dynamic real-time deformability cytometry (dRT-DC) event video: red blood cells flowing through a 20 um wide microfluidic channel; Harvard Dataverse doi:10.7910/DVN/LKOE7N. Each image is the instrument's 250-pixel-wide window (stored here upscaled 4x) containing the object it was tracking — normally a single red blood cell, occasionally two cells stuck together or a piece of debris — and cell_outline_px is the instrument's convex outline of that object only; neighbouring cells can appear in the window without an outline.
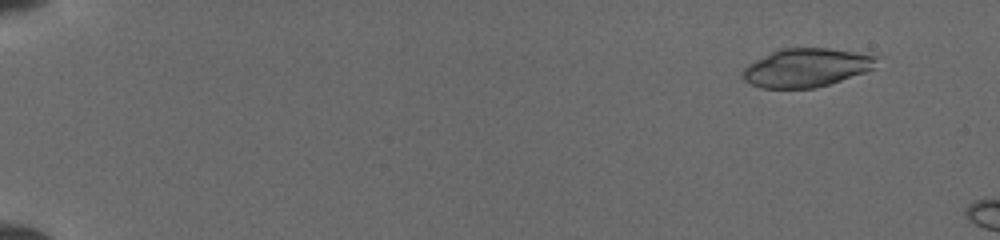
{"species": "common noctule bat (a hibernating species)", "species_latin": "Nyctalus noctula", "temperature_condition": "cold", "stored_images_in_passage": 4, "camera_frame_rate_fps": 3000, "um_per_image_px": 0.085, "animal": {"sex": "female", "body_mass_g": 19.5, "forearm_length_mm": 54.1}, "frame": {"image": 1, "passage_image": 2, "time_ms": 1.0, "image_size_px": [1000, 240], "cell_outline_px": [[880, 56], [876, 68], [816, 88], [760, 88], [744, 80], [744, 68], [748, 64], [780, 48], [828, 48]], "centroid_in_image_um": [68.58, 5.75], "position_along_channel_um": 16.4, "area_um2": 29.88}}